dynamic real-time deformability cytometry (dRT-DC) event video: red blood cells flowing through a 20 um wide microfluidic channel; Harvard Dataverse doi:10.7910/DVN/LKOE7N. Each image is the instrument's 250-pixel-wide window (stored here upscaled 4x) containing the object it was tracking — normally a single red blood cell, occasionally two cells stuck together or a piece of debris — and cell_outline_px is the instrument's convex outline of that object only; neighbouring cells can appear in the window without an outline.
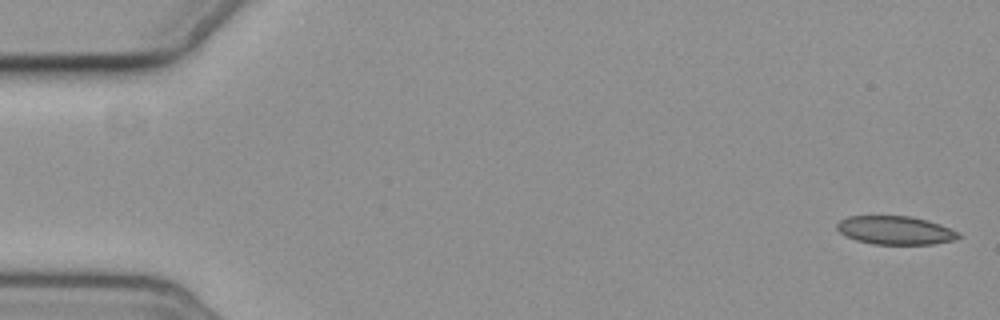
{"species": "common noctule bat (a hibernating species)", "species_latin": "Nyctalus noctula", "temperature_condition": "cold", "stored_images_in_passage": 14, "camera_frame_rate_fps": 3000, "um_per_image_px": 0.085, "animal": {"sex": "female", "body_mass_g": 19.3, "forearm_length_mm": 54.1}, "frame": {"image": 1, "passage_image": 1, "time_ms": 0.0, "image_size_px": [1000, 320], "cell_outline_px": [[960, 236], [952, 240], [932, 244], [872, 244], [856, 240], [840, 232], [836, 228], [836, 224], [840, 220], [848, 216], [912, 216], [928, 220], [940, 224], [956, 232]], "centroid_in_image_um": [76.06, 19.56], "position_along_channel_um": 8.9, "area_um2": 19.94}}
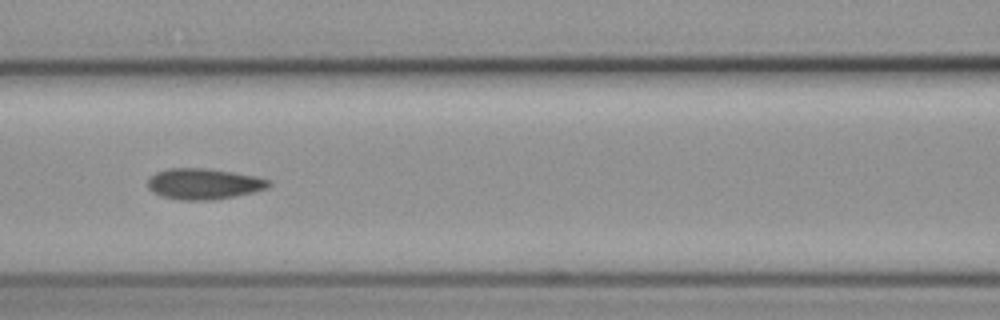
{"frame": {"image": 2, "passage_image": 7, "time_ms": 8.0, "image_size_px": [1000, 320], "cell_outline_px": [[272, 184], [268, 188], [236, 196], [212, 200], [180, 200], [164, 196], [152, 192], [148, 188], [148, 180], [156, 172], [168, 168], [208, 168], [256, 176], [268, 180]], "centroid_in_image_um": [17.32, 15.62], "position_along_channel_um": 149.3, "area_um2": 21.73}}
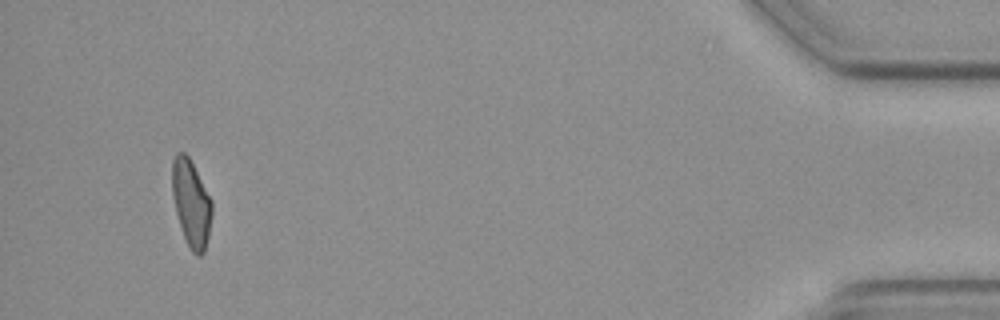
{"frame": {"image": 3, "passage_image": 14, "time_ms": 17.667, "image_size_px": [1000, 320], "cell_outline_px": [[212, 212], [208, 236], [204, 252], [200, 256], [196, 256], [192, 252], [184, 236], [176, 212], [172, 192], [172, 160], [176, 152], [184, 152], [188, 156], [212, 200]], "centroid_in_image_um": [16.25, 17.26], "position_along_channel_um": 419.0, "area_um2": 19.88}, "authors_computed_cell_mechanics": {"area_um2": 21.097, "velocity_mm_per_s": 3.6204, "shape_relaxation_time_tau1_ms": 3.5277, "shape_relaxation_time_tau2_ms": null, "deformation_change_tau1": 0.0913, "deformation_change_tau2": null}}